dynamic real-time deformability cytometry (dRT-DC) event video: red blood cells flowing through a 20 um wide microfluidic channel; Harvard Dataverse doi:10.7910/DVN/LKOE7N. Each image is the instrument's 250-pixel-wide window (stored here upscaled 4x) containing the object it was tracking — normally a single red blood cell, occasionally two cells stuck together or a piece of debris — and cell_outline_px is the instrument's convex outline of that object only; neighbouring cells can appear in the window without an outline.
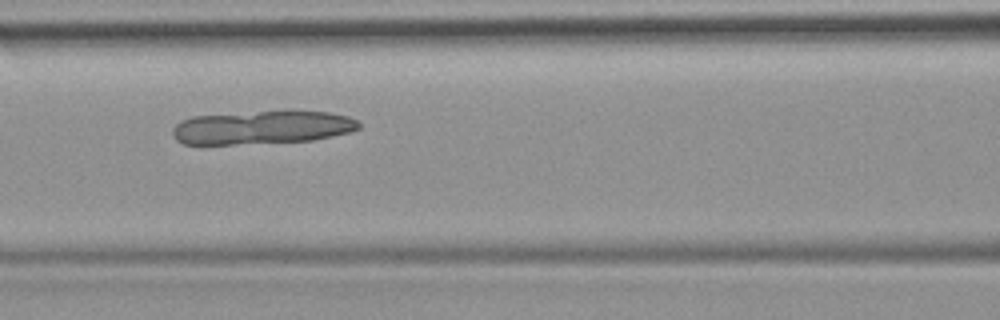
{"species": "common noctule bat (a hibernating species)", "species_latin": "Nyctalus noctula", "temperature_condition": "room temperature", "stored_images_in_passage": 45, "camera_frame_rate_fps": 3000, "um_per_image_px": 0.085, "animal": {"sex": "female", "body_mass_g": 19.9}, "frame": {"image": 1, "passage_image": 18, "time_ms": 5.667, "image_size_px": [1000, 320], "cell_outline_px": [[360, 128], [348, 132], [332, 136], [312, 140], [232, 144], [184, 144], [176, 140], [172, 136], [172, 128], [180, 120], [192, 116], [284, 108], [292, 108], [328, 112], [348, 116], [360, 120]], "centroid_in_image_um": [22.3, 10.78], "position_along_channel_um": 144.3, "area_um2": 37.51}}
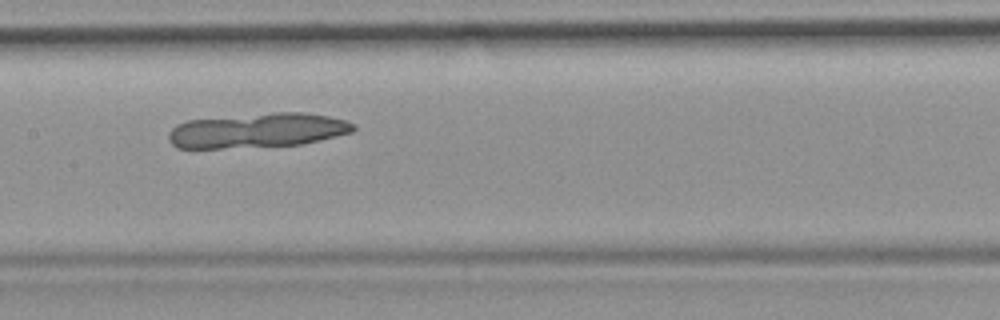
{"frame": {"image": 2, "passage_image": 21, "time_ms": 6.667, "image_size_px": [1000, 320], "cell_outline_px": [[356, 128], [352, 132], [336, 136], [300, 144], [220, 148], [176, 148], [168, 140], [168, 132], [176, 124], [188, 120], [272, 112], [304, 112], [328, 116], [344, 120], [356, 124]], "centroid_in_image_um": [21.86, 11.08], "position_along_channel_um": 185.5, "area_um2": 37.17}}